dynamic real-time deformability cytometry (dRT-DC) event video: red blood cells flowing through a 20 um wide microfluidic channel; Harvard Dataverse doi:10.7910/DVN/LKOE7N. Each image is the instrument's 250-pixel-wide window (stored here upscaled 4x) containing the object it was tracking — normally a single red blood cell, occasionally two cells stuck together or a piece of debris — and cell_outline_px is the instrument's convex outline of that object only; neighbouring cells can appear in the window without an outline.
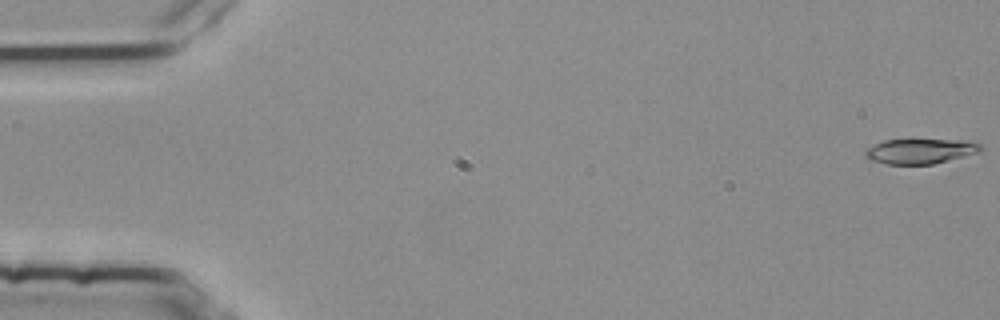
{"species": "common noctule bat (a hibernating species)", "species_latin": "Nyctalus noctula", "temperature_condition": "room temperature", "stored_images_in_passage": 4, "camera_frame_rate_fps": 3000, "um_per_image_px": 0.085, "animal": {"sex": "female", "body_mass_g": 25.1}, "frame": {"image": 1, "passage_image": 1, "time_ms": 0.0, "image_size_px": [1000, 320], "cell_outline_px": [[984, 148], [980, 152], [932, 164], [884, 164], [868, 160], [864, 152], [868, 148], [884, 140], [956, 140], [980, 144]], "centroid_in_image_um": [78.19, 12.86], "position_along_channel_um": 6.8, "area_um2": 16.59}}
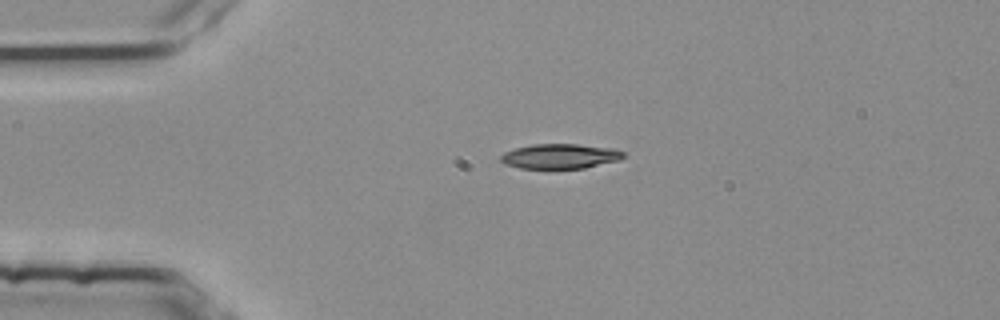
{"frame": {"image": 2, "passage_image": 3, "time_ms": 0.667, "image_size_px": [1000, 320], "cell_outline_px": [[624, 156], [620, 160], [584, 168], [520, 168], [504, 164], [500, 160], [500, 156], [504, 152], [516, 148], [532, 144], [576, 144], [612, 148], [624, 152]], "centroid_in_image_um": [47.59, 13.28], "position_along_channel_um": 37.4, "area_um2": 17.69}}